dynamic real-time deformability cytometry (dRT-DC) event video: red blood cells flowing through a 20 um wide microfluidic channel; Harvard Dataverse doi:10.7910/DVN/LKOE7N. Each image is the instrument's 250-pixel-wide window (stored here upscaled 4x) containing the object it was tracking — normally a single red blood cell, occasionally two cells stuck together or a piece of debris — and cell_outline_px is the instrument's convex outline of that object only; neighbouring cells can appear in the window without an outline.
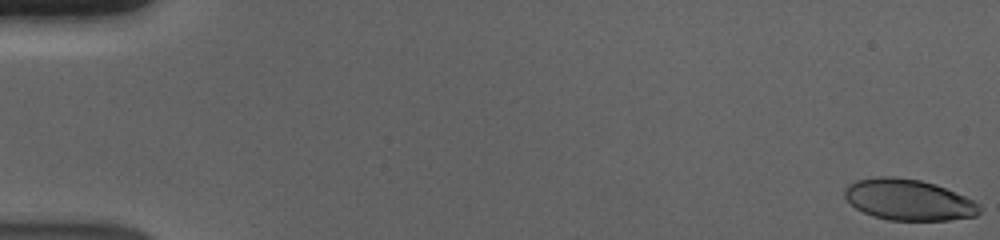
{"species": "human", "species_latin": "Homo sapiens", "temperature_condition": "cold", "stored_images_in_passage": 57, "camera_frame_rate_fps": 3000, "um_per_image_px": 0.085, "donor": {"sex": "male"}, "frame": {"image": 1, "passage_image": 1, "time_ms": 0.0, "image_size_px": [1000, 240], "cell_outline_px": [[980, 212], [976, 216], [948, 220], [888, 220], [872, 216], [856, 208], [844, 196], [844, 188], [848, 184], [856, 180], [876, 176], [892, 176], [920, 180], [936, 184], [964, 196], [980, 204]], "centroid_in_image_um": [77.2, 16.97], "position_along_channel_um": 7.8, "area_um2": 32.31}}
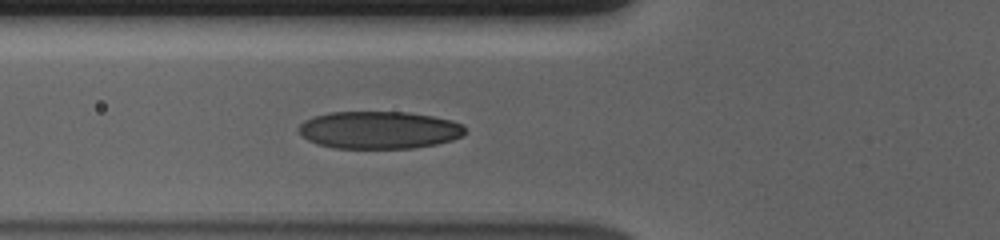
{"frame": {"image": 2, "passage_image": 22, "time_ms": 7.0, "image_size_px": [1000, 240], "cell_outline_px": [[464, 136], [452, 140], [436, 144], [412, 148], [336, 148], [316, 144], [308, 140], [296, 128], [304, 120], [328, 112], [408, 112], [432, 116], [452, 120], [464, 124]], "centroid_in_image_um": [32.23, 11.05], "position_along_channel_um": 93.6, "area_um2": 36.47}}
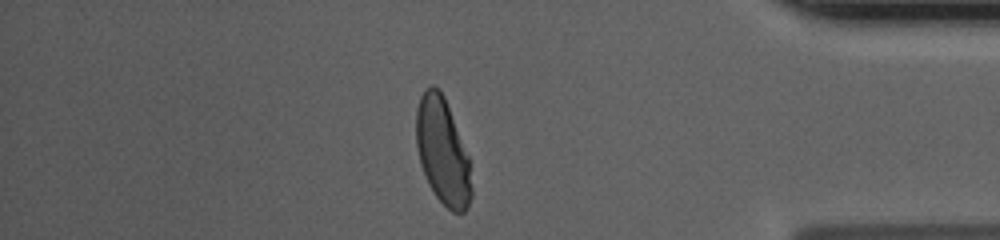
{"frame": {"image": 3, "passage_image": 49, "time_ms": 16.0, "image_size_px": [1000, 240], "cell_outline_px": [[472, 196], [468, 208], [464, 212], [452, 212], [436, 196], [428, 184], [420, 164], [416, 144], [416, 108], [420, 96], [428, 84], [432, 84], [440, 88], [444, 96], [468, 156], [472, 188]], "centroid_in_image_um": [37.6, 12.85], "position_along_channel_um": 397.6, "area_um2": 34.33}, "authors_computed_cell_mechanics": {"area_um2": 35.258, "velocity_mm_per_s": 3.6891, "shape_relaxation_time_tau1_ms": 3.963, "shape_relaxation_time_tau2_ms": 0.7885, "deformation_change_tau1": 0.1801, "deformation_change_tau2": 0.0585}}